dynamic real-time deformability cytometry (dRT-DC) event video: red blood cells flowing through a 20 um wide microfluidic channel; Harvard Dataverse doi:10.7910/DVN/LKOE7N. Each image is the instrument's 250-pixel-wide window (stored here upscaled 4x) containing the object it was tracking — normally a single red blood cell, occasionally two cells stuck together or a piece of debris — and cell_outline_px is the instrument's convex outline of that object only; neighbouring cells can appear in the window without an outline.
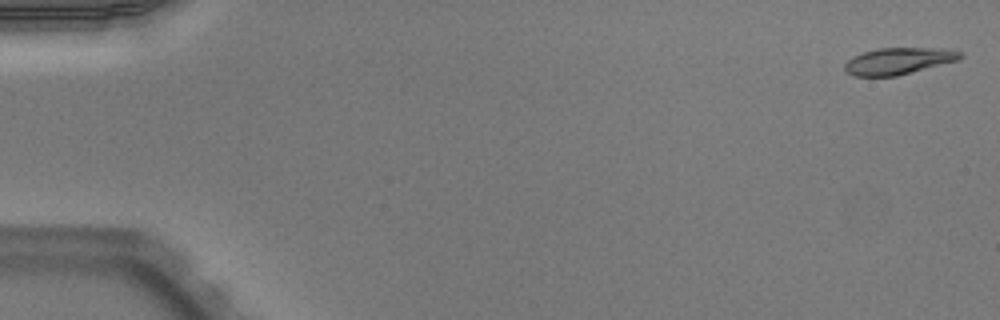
{"species": "Egyptian fruit bat (a non-hibernating species)", "species_latin": "Rousettus aegyptiacus", "temperature_condition": "warm", "stored_images_in_passage": 51, "camera_frame_rate_fps": 3000, "um_per_image_px": 0.085, "animal": {"sex": "male"}, "frame": {"image": 1, "passage_image": 1, "time_ms": 0.0, "image_size_px": [1000, 320], "cell_outline_px": [[964, 56], [960, 60], [896, 76], [852, 76], [844, 72], [844, 64], [852, 56], [864, 52], [880, 48], [948, 48], [960, 52]], "centroid_in_image_um": [76.37, 5.19], "position_along_channel_um": 8.6, "area_um2": 18.15}}
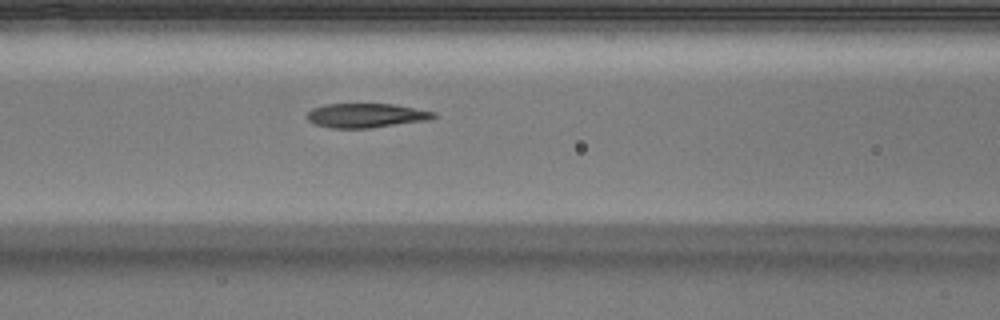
{"frame": {"image": 2, "passage_image": 22, "time_ms": 7.0, "image_size_px": [1000, 320], "cell_outline_px": [[436, 116], [432, 120], [368, 128], [332, 128], [316, 124], [308, 120], [304, 116], [312, 108], [324, 104], [392, 104], [436, 112]], "centroid_in_image_um": [31.12, 9.81], "position_along_channel_um": 135.5, "area_um2": 17.98}}
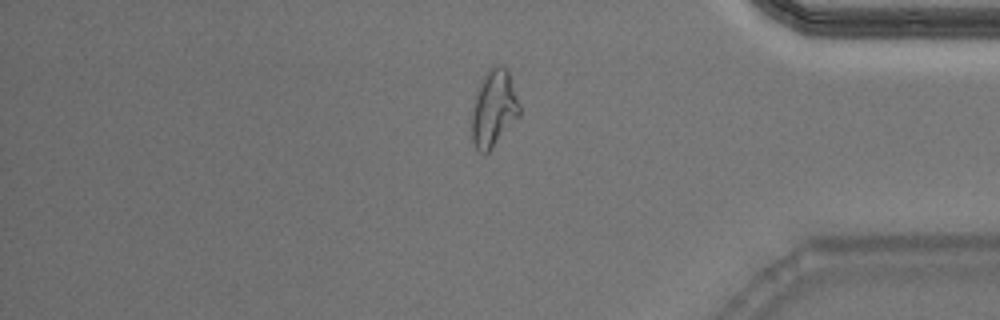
{"frame": {"image": 3, "passage_image": 43, "time_ms": 14.0, "image_size_px": [1000, 320], "cell_outline_px": [[520, 116], [492, 148], [488, 152], [480, 152], [472, 144], [472, 112], [476, 96], [480, 84], [484, 76], [492, 64], [504, 64], [508, 68], [520, 104]], "centroid_in_image_um": [42.0, 9.18], "position_along_channel_um": 393.2, "area_um2": 21.5}, "authors_computed_cell_mechanics": {"area_um2": 18.2648, "velocity_mm_per_s": 3.9801, "shape_relaxation_time_tau1_ms": null, "shape_relaxation_time_tau2_ms": 2.8729, "deformation_change_tau1": null, "deformation_change_tau2": 0.1019}}